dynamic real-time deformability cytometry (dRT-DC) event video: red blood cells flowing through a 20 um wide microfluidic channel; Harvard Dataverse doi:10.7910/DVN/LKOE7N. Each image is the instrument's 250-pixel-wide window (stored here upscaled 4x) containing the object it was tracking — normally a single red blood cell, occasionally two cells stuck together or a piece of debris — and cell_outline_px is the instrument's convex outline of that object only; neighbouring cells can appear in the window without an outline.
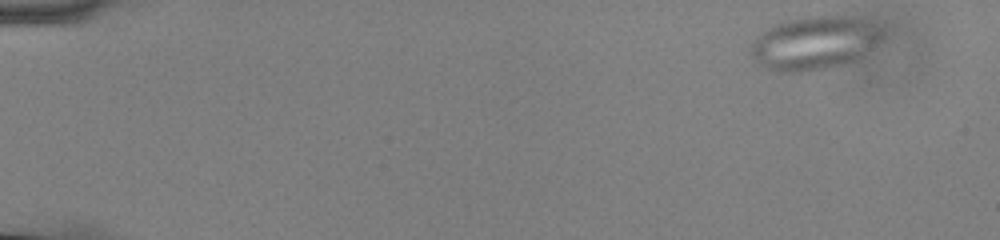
{"species": "common noctule bat (a hibernating species)", "species_latin": "Nyctalus noctula", "temperature_condition": "cold", "stored_images_in_passage": 14, "camera_frame_rate_fps": 3000, "um_per_image_px": 0.085, "animal": {"sex": "male", "body_mass_g": 13.0, "forearm_length_mm": 53.1}, "frame": {"image": 1, "passage_image": 1, "time_ms": 0.0, "image_size_px": [1000, 240], "cell_outline_px": [[888, 36], [884, 40], [856, 60], [828, 68], [808, 72], [776, 72], [764, 68], [748, 52], [756, 36], [764, 28], [772, 24], [800, 16], [852, 16], [884, 28]], "centroid_in_image_um": [69.24, 3.65], "position_along_channel_um": 15.8, "area_um2": 41.96}}